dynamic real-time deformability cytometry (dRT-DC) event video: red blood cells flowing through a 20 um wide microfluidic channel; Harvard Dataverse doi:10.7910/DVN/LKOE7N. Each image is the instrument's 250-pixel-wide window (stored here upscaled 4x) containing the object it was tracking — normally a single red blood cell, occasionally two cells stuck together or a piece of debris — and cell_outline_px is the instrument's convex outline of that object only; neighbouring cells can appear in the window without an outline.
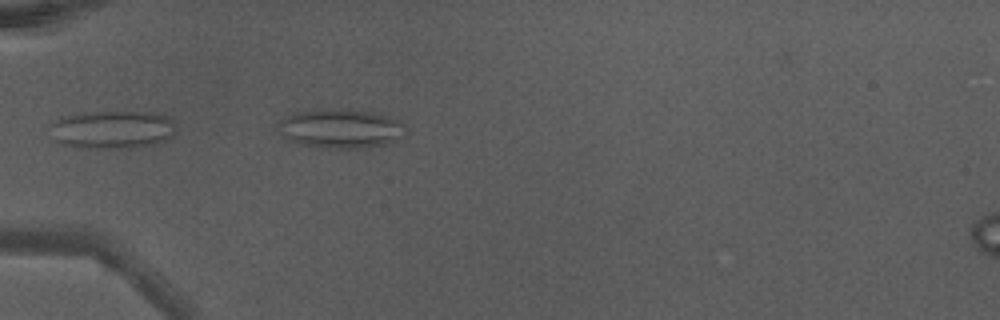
{"species": "Egyptian fruit bat (a non-hibernating species)", "species_latin": "Rousettus aegyptiacus", "temperature_condition": "warm", "stored_images_in_passage": 5, "camera_frame_rate_fps": 3000, "um_per_image_px": 0.085, "animal": {"sex": "male"}, "frame": {"image": 1, "passage_image": 1, "time_ms": 0.0, "image_size_px": [1000, 320], "cell_outline_px": [[172, 136], [164, 140], [152, 144], [132, 148], [92, 148], [64, 144], [52, 140], [52, 124], [56, 120], [64, 116], [84, 112], [152, 112], [168, 116], [172, 120]], "centroid_in_image_um": [9.53, 11.01], "position_along_channel_um": 75.5, "area_um2": 27.57}}